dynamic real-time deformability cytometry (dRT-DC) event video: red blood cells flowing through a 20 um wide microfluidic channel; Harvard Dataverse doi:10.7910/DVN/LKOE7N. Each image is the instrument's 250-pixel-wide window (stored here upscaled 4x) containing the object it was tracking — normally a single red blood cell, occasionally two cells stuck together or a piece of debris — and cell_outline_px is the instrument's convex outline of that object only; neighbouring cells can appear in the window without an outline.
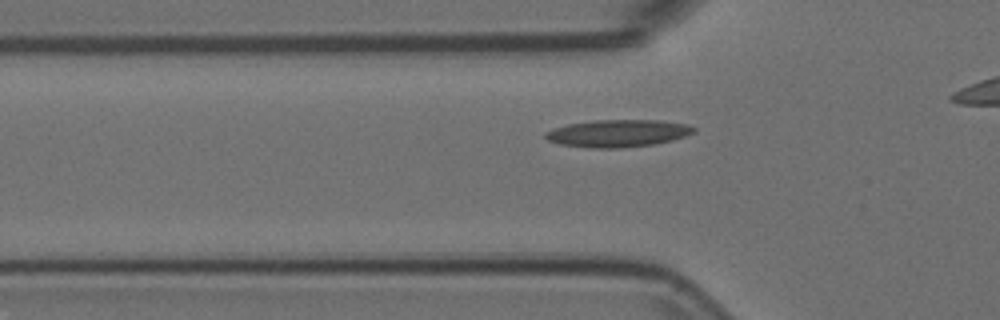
{"species": "Egyptian fruit bat (a non-hibernating species)", "species_latin": "Rousettus aegyptiacus", "temperature_condition": "room temperature", "stored_images_in_passage": 38, "camera_frame_rate_fps": 3000, "um_per_image_px": 0.085, "animal": {"sex": "female"}, "frame": {"image": 1, "passage_image": 11, "time_ms": 3.333, "image_size_px": [1000, 320], "cell_outline_px": [[696, 132], [672, 140], [652, 144], [620, 148], [592, 148], [560, 144], [548, 140], [544, 136], [544, 132], [552, 128], [568, 124], [592, 120], [660, 120], [688, 124], [696, 128]], "centroid_in_image_um": [52.51, 11.32], "position_along_channel_um": 73.3, "area_um2": 23.7}}
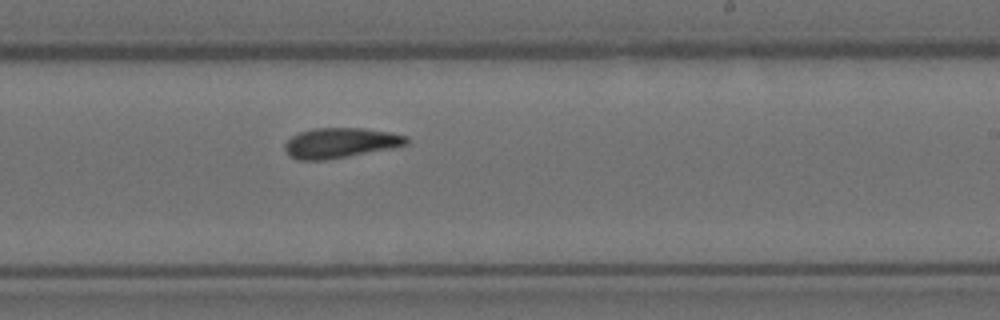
{"frame": {"image": 2, "passage_image": 26, "time_ms": 8.333, "image_size_px": [1000, 320], "cell_outline_px": [[408, 144], [388, 148], [324, 160], [296, 160], [288, 156], [284, 148], [284, 144], [292, 136], [300, 132], [312, 128], [364, 128], [392, 132], [408, 136]], "centroid_in_image_um": [28.89, 12.13], "position_along_channel_um": 260.1, "area_um2": 21.21}}
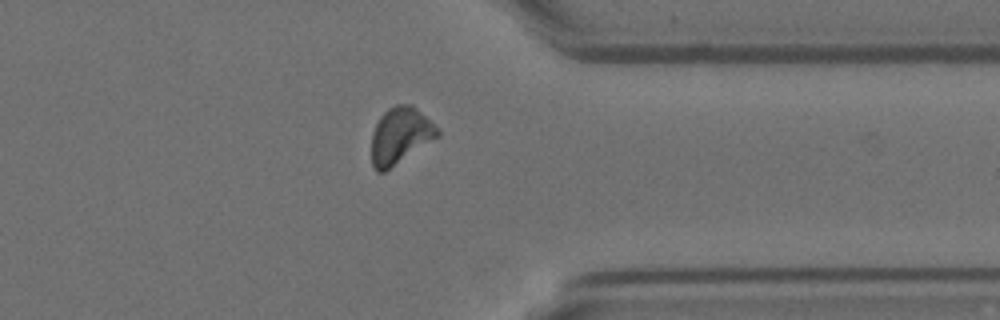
{"frame": {"image": 3, "passage_image": 36, "time_ms": 11.667, "image_size_px": [1000, 320], "cell_outline_px": [[440, 136], [384, 172], [376, 172], [372, 168], [372, 132], [380, 116], [388, 108], [396, 104], [412, 104], [440, 132]], "centroid_in_image_um": [33.99, 11.54], "position_along_channel_um": 377.4, "area_um2": 21.5}}